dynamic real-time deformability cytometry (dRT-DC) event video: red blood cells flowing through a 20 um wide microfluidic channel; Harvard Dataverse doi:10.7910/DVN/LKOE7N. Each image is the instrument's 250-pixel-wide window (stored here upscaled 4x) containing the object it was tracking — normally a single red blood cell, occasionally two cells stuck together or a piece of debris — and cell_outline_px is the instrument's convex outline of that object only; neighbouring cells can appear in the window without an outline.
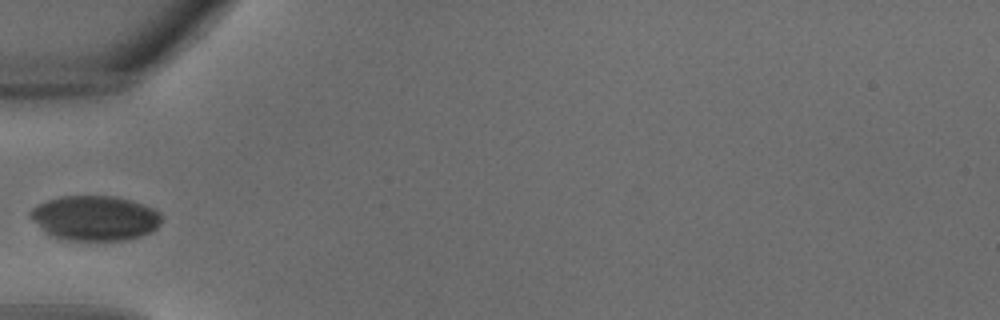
{"species": "common noctule bat (a hibernating species)", "species_latin": "Nyctalus noctula", "temperature_condition": "warm", "stored_images_in_passage": 21, "camera_frame_rate_fps": 3000, "um_per_image_px": 0.085, "animal": {"sex": "male", "body_mass_g": 18.8}, "frame": {"image": 1, "passage_image": 1, "time_ms": 0.0, "image_size_px": [1000, 320], "cell_outline_px": [[160, 224], [152, 232], [140, 236], [124, 240], [76, 244], [48, 236], [28, 216], [28, 212], [36, 204], [60, 196], [116, 196], [132, 200], [144, 204], [160, 212]], "centroid_in_image_um": [8.0, 18.59], "position_along_channel_um": 77.0, "area_um2": 35.66}}
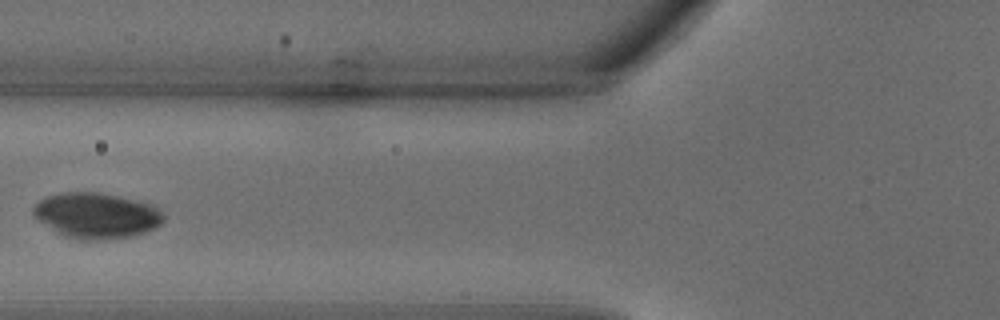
{"frame": {"image": 2, "passage_image": 3, "time_ms": 0.667, "image_size_px": [1000, 320], "cell_outline_px": [[164, 220], [156, 228], [144, 232], [128, 236], [96, 240], [80, 240], [64, 236], [40, 220], [32, 212], [32, 208], [44, 196], [60, 192], [96, 192], [136, 200], [152, 204], [160, 208], [164, 216]], "centroid_in_image_um": [8.21, 18.3], "position_along_channel_um": 117.6, "area_um2": 34.33}}
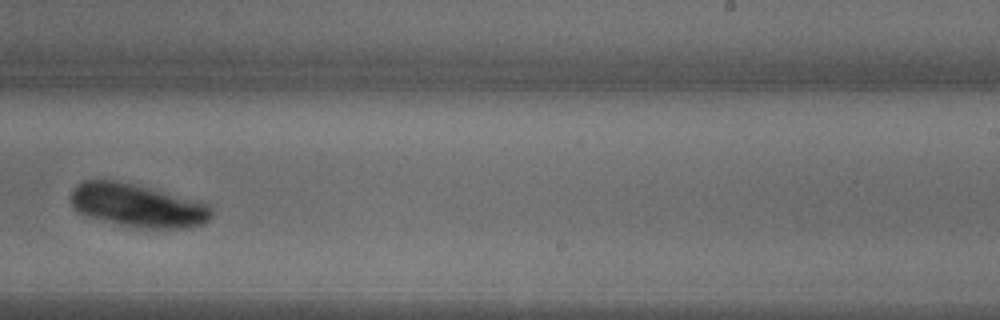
{"frame": {"image": 3, "passage_image": 11, "time_ms": 3.333, "image_size_px": [1000, 320], "cell_outline_px": [[212, 216], [204, 224], [192, 228], [136, 228], [84, 216], [76, 212], [72, 208], [72, 188], [76, 184], [84, 180], [116, 180], [212, 204]], "centroid_in_image_um": [11.69, 17.48], "position_along_channel_um": 277.3, "area_um2": 35.72}}